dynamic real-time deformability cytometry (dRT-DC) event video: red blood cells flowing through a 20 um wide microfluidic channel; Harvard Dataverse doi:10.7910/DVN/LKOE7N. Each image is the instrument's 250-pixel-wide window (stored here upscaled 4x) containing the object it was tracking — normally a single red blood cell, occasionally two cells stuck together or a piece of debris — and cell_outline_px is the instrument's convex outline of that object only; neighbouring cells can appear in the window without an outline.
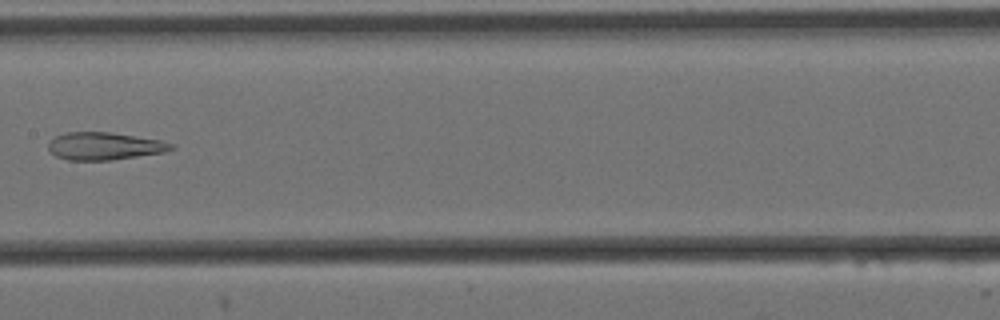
{"species": "Egyptian fruit bat (a non-hibernating species)", "species_latin": "Rousettus aegyptiacus", "temperature_condition": "cold", "stored_images_in_passage": 8, "camera_frame_rate_fps": 3000, "um_per_image_px": 0.085, "animal": {"sex": "female"}, "frame": {"image": 1, "passage_image": 6, "time_ms": 1.667, "image_size_px": [1000, 320], "cell_outline_px": [[176, 148], [164, 152], [112, 160], [68, 160], [56, 156], [48, 148], [48, 140], [64, 132], [112, 132], [160, 140], [176, 144]], "centroid_in_image_um": [8.89, 12.41], "position_along_channel_um": 198.5, "area_um2": 19.88}}
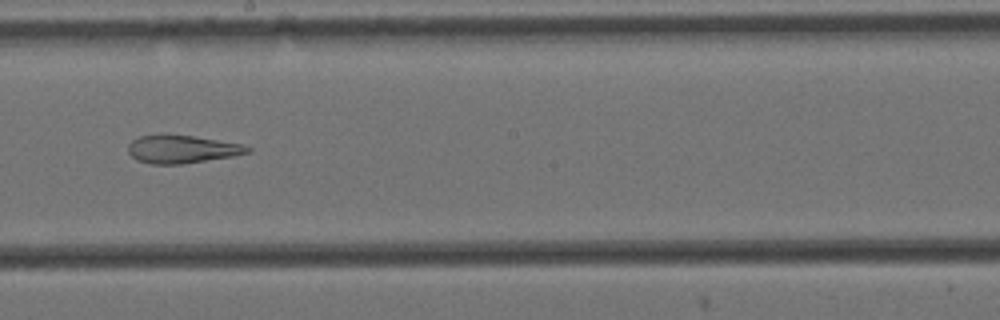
{"frame": {"image": 2, "passage_image": 7, "time_ms": 2.0, "image_size_px": [1000, 320], "cell_outline_px": [[252, 152], [232, 156], [180, 164], [152, 164], [136, 160], [128, 152], [128, 144], [132, 140], [140, 136], [168, 132], [240, 144], [252, 148]], "centroid_in_image_um": [15.41, 12.65], "position_along_channel_um": 232.8, "area_um2": 19.65}}
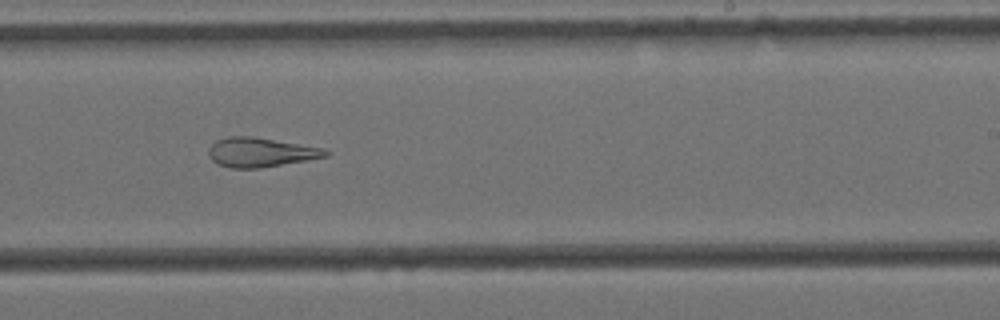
{"frame": {"image": 3, "passage_image": 8, "time_ms": 2.333, "image_size_px": [1000, 320], "cell_outline_px": [[328, 156], [308, 160], [260, 168], [232, 168], [216, 164], [208, 156], [208, 148], [216, 140], [228, 136], [252, 136], [324, 148], [328, 152]], "centroid_in_image_um": [22.11, 12.95], "position_along_channel_um": 266.9, "area_um2": 20.06}}